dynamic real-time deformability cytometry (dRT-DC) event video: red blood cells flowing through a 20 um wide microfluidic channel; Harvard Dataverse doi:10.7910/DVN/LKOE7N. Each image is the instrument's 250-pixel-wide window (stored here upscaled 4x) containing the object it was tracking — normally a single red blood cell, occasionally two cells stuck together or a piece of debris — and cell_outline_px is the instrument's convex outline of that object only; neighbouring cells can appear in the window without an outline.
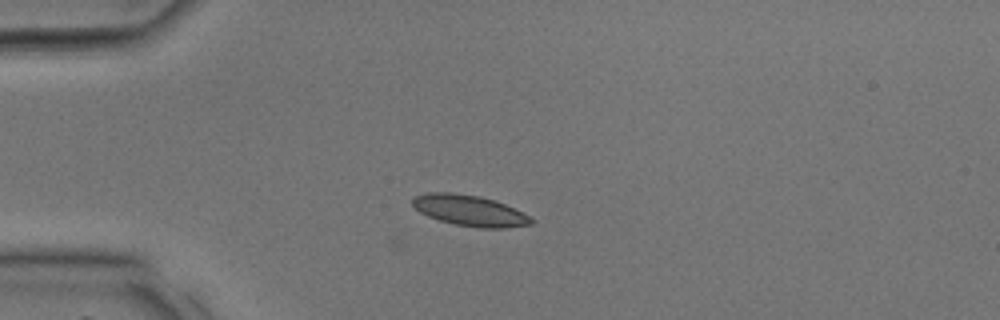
{"species": "common noctule bat (a hibernating species)", "species_latin": "Nyctalus noctula", "temperature_condition": "room temperature", "stored_images_in_passage": 2, "camera_frame_rate_fps": 3000, "um_per_image_px": 0.085, "animal": {"sex": "male", "body_mass_g": 17.9, "forearm_length_mm": 54.2}, "frame": {"image": 1, "passage_image": 2, "time_ms": 0.333, "image_size_px": [1000, 320], "cell_outline_px": [[536, 220], [532, 224], [504, 228], [480, 228], [456, 224], [440, 220], [428, 216], [420, 212], [412, 204], [412, 200], [416, 196], [428, 192], [452, 192], [480, 196], [496, 200]], "centroid_in_image_um": [39.92, 17.89], "position_along_channel_um": 45.1, "area_um2": 21.15}}